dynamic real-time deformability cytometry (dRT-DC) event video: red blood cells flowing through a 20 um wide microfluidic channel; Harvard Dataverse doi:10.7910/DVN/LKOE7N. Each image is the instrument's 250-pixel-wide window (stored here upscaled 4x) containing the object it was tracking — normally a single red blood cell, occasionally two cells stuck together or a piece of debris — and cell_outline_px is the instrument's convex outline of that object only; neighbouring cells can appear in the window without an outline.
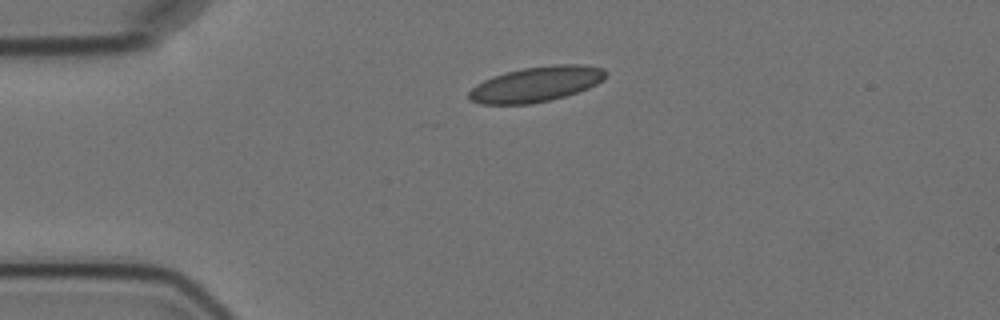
{"species": "Egyptian fruit bat (a non-hibernating species)", "species_latin": "Rousettus aegyptiacus", "temperature_condition": "cold", "stored_images_in_passage": 2, "camera_frame_rate_fps": 3000, "um_per_image_px": 0.085, "animal": {"sex": "female"}, "frame": {"image": 1, "passage_image": 1, "time_ms": 0.0, "image_size_px": [1000, 320], "cell_outline_px": [[608, 72], [604, 80], [588, 88], [552, 100], [532, 104], [480, 104], [472, 100], [468, 96], [468, 92], [476, 84], [492, 76], [504, 72], [524, 68], [552, 64], [584, 64], [604, 68]], "centroid_in_image_um": [45.6, 7.14], "position_along_channel_um": 39.4, "area_um2": 28.32}}